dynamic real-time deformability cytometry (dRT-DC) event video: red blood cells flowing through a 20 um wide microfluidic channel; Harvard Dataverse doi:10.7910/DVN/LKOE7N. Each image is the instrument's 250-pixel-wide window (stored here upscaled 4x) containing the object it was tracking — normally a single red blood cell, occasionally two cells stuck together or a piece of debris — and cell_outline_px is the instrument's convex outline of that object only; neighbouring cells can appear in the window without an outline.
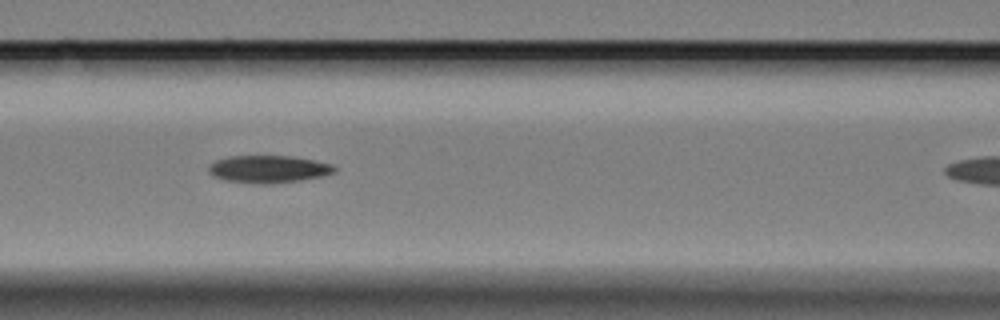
{"species": "Egyptian fruit bat (a non-hibernating species)", "species_latin": "Rousettus aegyptiacus", "temperature_condition": "cold", "stored_images_in_passage": 17, "camera_frame_rate_fps": 3000, "um_per_image_px": 0.085, "animal": {"sex": "female"}, "frame": {"image": 1, "passage_image": 6, "time_ms": 5.667, "image_size_px": [1000, 320], "cell_outline_px": [[336, 172], [324, 176], [300, 180], [272, 184], [252, 184], [224, 180], [212, 176], [208, 172], [208, 164], [216, 160], [228, 156], [292, 156], [332, 164], [336, 168]], "centroid_in_image_um": [22.78, 14.38], "position_along_channel_um": 143.8, "area_um2": 20.4}}
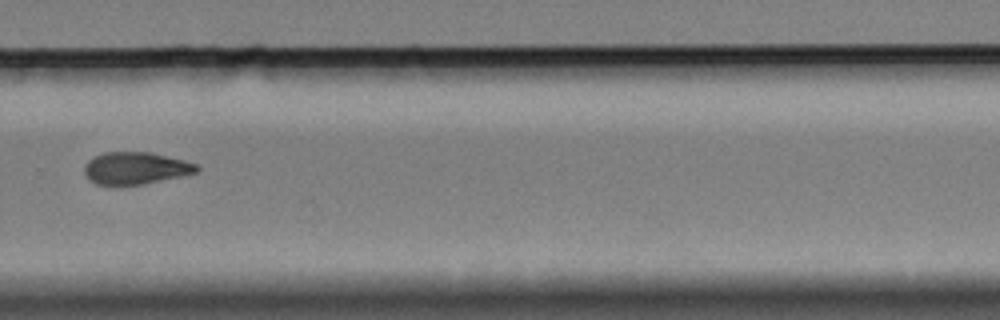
{"frame": {"image": 2, "passage_image": 12, "time_ms": 14.333, "image_size_px": [1000, 320], "cell_outline_px": [[200, 168], [196, 172], [180, 176], [144, 184], [120, 188], [112, 188], [96, 184], [84, 172], [84, 164], [88, 160], [104, 152], [152, 152], [184, 160], [196, 164]], "centroid_in_image_um": [11.48, 14.33], "position_along_channel_um": 318.3, "area_um2": 21.56}}